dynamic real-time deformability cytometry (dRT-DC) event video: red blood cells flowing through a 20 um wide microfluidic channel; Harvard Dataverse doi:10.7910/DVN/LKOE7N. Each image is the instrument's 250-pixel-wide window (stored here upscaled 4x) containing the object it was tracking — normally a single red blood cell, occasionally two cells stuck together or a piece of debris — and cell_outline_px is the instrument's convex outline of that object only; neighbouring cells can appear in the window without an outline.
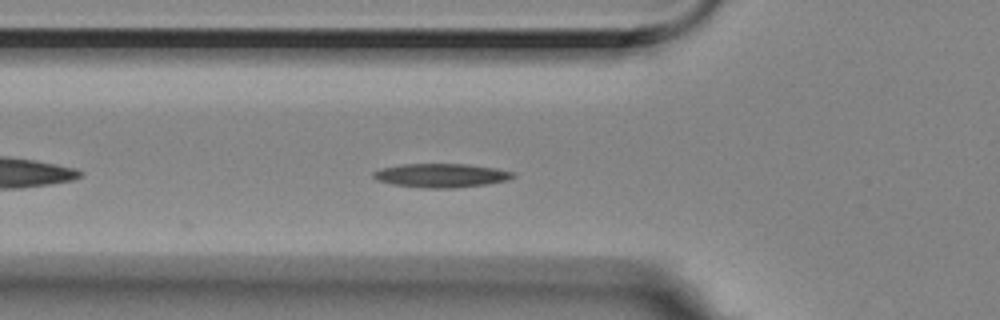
{"species": "Egyptian fruit bat (a non-hibernating species)", "species_latin": "Rousettus aegyptiacus", "temperature_condition": "room temperature", "stored_images_in_passage": 6, "camera_frame_rate_fps": 3000, "um_per_image_px": 0.085, "animal": {"sex": "female"}, "frame": {"image": 1, "passage_image": 6, "time_ms": 1.667, "image_size_px": [1000, 320], "cell_outline_px": [[516, 176], [508, 180], [488, 184], [452, 188], [424, 188], [392, 184], [376, 180], [372, 176], [372, 172], [380, 168], [400, 164], [468, 164], [496, 168], [516, 172]], "centroid_in_image_um": [37.51, 14.91], "position_along_channel_um": 88.3, "area_um2": 19.65}}